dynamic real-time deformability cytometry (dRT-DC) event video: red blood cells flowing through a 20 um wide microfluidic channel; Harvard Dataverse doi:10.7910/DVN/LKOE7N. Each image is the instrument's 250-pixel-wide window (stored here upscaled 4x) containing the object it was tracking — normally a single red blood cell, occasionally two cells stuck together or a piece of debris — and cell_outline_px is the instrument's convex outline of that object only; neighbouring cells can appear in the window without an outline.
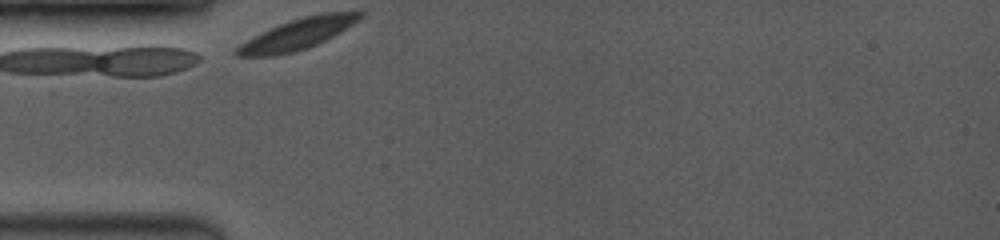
{"species": "common noctule bat (a hibernating species)", "species_latin": "Nyctalus noctula", "temperature_condition": "room temperature", "stored_images_in_passage": 5, "camera_frame_rate_fps": 3500, "um_per_image_px": 0.085, "animal": {"sex": "female", "body_mass_g": 19.0, "forearm_length_mm": 53.3}, "frame": {"image": 1, "passage_image": 1, "time_ms": 0.0, "image_size_px": [1000, 240], "cell_outline_px": [[364, 16], [340, 32], [308, 48], [296, 52], [276, 56], [236, 56], [232, 52], [240, 44], [268, 28], [288, 20], [320, 12], [364, 12]], "centroid_in_image_um": [25.25, 2.9], "position_along_channel_um": 59.7, "area_um2": 22.25}}